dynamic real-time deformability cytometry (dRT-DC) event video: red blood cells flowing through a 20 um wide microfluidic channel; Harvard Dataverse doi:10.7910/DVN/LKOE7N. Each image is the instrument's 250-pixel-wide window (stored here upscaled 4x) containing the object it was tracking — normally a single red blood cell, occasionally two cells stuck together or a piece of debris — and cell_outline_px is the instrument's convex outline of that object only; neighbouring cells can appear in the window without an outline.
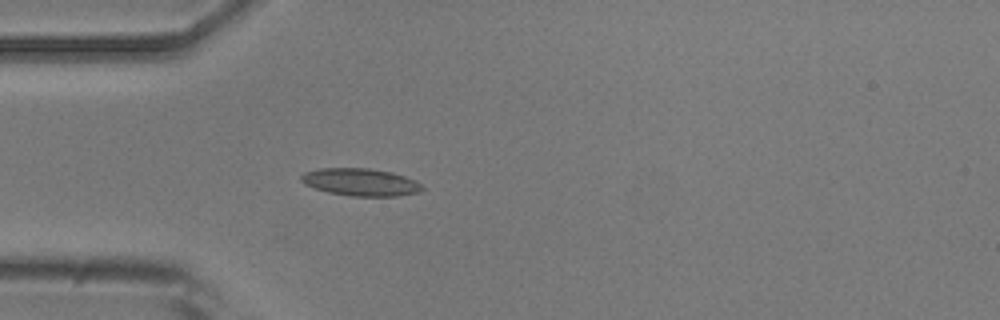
{"species": "common noctule bat (a hibernating species)", "species_latin": "Nyctalus noctula", "temperature_condition": "room temperature", "stored_images_in_passage": 3, "camera_frame_rate_fps": 3000, "um_per_image_px": 0.085, "animal": {"sex": "male", "body_mass_g": 20.5, "forearm_length_mm": 52.5}, "frame": {"image": 1, "passage_image": 3, "time_ms": 2.333, "image_size_px": [1000, 320], "cell_outline_px": [[424, 188], [420, 192], [396, 196], [352, 196], [328, 192], [304, 184], [300, 180], [300, 176], [304, 172], [320, 168], [368, 168], [392, 172], [416, 180]], "centroid_in_image_um": [30.65, 15.47], "position_along_channel_um": 54.4, "area_um2": 19.36}}